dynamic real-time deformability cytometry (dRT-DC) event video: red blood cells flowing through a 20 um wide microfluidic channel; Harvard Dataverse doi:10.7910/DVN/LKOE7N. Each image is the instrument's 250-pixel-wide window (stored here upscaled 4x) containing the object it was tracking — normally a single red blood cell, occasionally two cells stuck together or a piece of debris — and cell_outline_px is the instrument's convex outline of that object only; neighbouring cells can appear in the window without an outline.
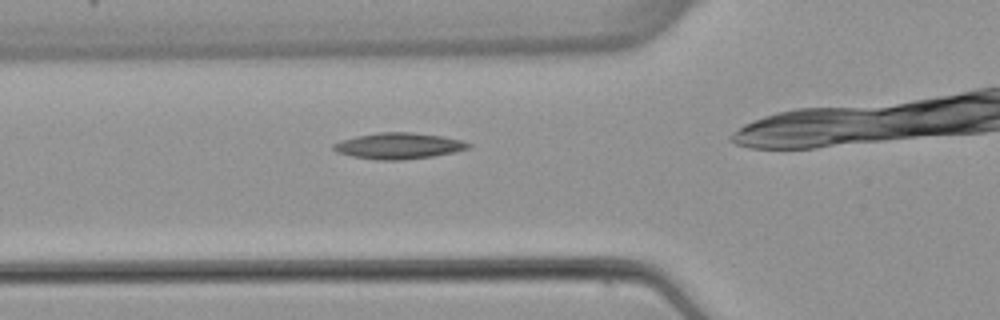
{"species": "common noctule bat (a hibernating species)", "species_latin": "Nyctalus noctula", "temperature_condition": "warm", "stored_images_in_passage": 4, "camera_frame_rate_fps": 3000, "um_per_image_px": 0.085, "animal": {"sex": "female", "body_mass_g": 22.7, "forearm_length_mm": 54.2}, "frame": {"image": 1, "passage_image": 4, "time_ms": 3.667, "image_size_px": [1000, 320], "cell_outline_px": [[472, 144], [468, 148], [452, 152], [432, 156], [400, 160], [376, 160], [352, 156], [336, 152], [332, 148], [332, 144], [340, 140], [356, 136], [380, 132], [408, 132], [440, 136], [460, 140]], "centroid_in_image_um": [33.81, 12.4], "position_along_channel_um": 92.0, "area_um2": 20.29}}